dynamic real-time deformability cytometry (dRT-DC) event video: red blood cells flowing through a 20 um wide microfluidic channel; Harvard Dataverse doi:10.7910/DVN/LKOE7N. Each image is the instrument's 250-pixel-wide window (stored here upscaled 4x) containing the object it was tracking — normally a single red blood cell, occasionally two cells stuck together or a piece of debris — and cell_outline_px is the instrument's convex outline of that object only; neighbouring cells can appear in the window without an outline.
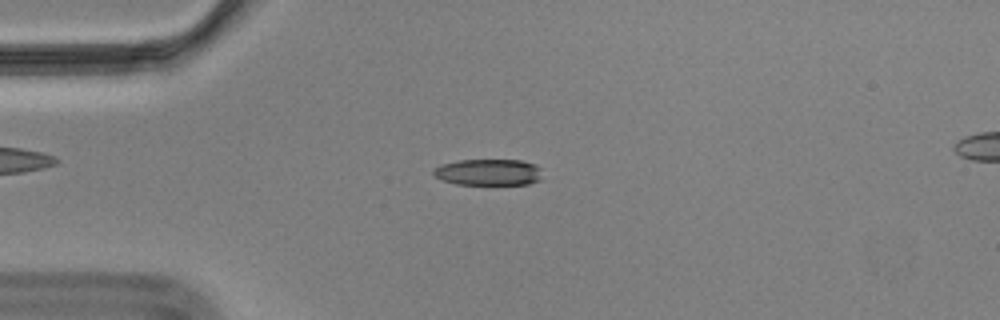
{"species": "Egyptian fruit bat (a non-hibernating species)", "species_latin": "Rousettus aegyptiacus", "temperature_condition": "cold", "stored_images_in_passage": 57, "camera_frame_rate_fps": 3000, "um_per_image_px": 0.085, "animal": {"sex": "male"}, "frame": {"image": 1, "passage_image": 14, "time_ms": 4.333, "image_size_px": [1000, 320], "cell_outline_px": [[540, 180], [528, 184], [456, 184], [444, 180], [436, 176], [432, 172], [432, 168], [440, 164], [460, 160], [520, 160], [536, 164], [540, 168]], "centroid_in_image_um": [41.51, 14.63], "position_along_channel_um": 43.5, "area_um2": 16.7}}
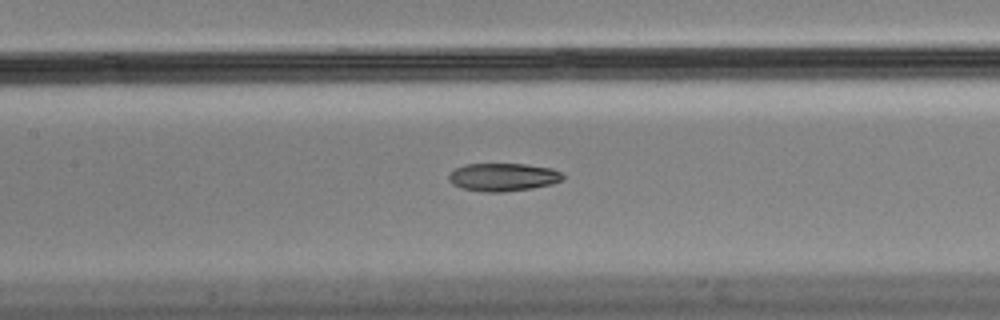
{"frame": {"image": 2, "passage_image": 26, "time_ms": 8.333, "image_size_px": [1000, 320], "cell_outline_px": [[568, 176], [564, 180], [552, 184], [532, 188], [500, 192], [484, 192], [460, 188], [452, 184], [448, 180], [448, 176], [456, 168], [464, 164], [524, 164], [552, 168]], "centroid_in_image_um": [42.79, 15.05], "position_along_channel_um": 164.6, "area_um2": 18.79}}
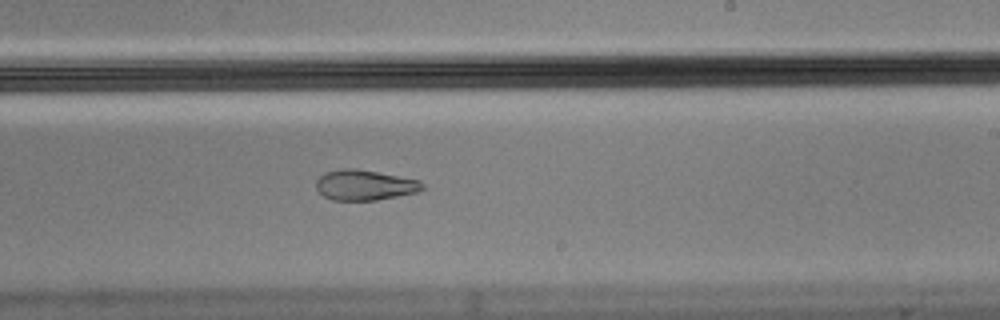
{"frame": {"image": 3, "passage_image": 34, "time_ms": 11.0, "image_size_px": [1000, 320], "cell_outline_px": [[424, 188], [416, 192], [376, 200], [332, 200], [324, 196], [316, 188], [316, 180], [324, 172], [340, 168], [356, 168], [420, 180], [424, 184]], "centroid_in_image_um": [30.97, 15.72], "position_along_channel_um": 258.0, "area_um2": 18.79}, "authors_computed_cell_mechanics": {"area_um2": 19.074, "velocity_mm_per_s": 3.5145, "shape_relaxation_time_tau1_ms": null, "shape_relaxation_time_tau2_ms": 2.6329, "deformation_change_tau1": null, "deformation_change_tau2": 0.0943}}